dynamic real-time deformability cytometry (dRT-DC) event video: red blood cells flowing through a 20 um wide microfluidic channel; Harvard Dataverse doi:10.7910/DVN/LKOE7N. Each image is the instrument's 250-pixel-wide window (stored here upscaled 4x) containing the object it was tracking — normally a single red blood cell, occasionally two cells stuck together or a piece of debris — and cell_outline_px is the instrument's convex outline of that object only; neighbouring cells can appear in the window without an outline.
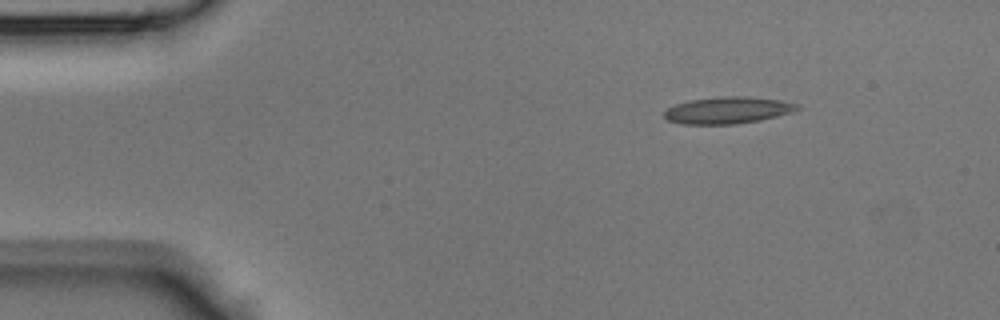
{"species": "Egyptian fruit bat (a non-hibernating species)", "species_latin": "Rousettus aegyptiacus", "temperature_condition": "room temperature", "stored_images_in_passage": 39, "camera_frame_rate_fps": 3000, "um_per_image_px": 0.085, "animal": {"sex": "male"}, "frame": {"image": 1, "passage_image": 1, "time_ms": 0.0, "image_size_px": [1000, 320], "cell_outline_px": [[800, 108], [792, 112], [760, 120], [736, 124], [684, 124], [668, 120], [664, 116], [664, 112], [668, 108], [676, 104], [688, 100], [720, 96], [744, 96], [780, 100], [800, 104]], "centroid_in_image_um": [61.86, 9.36], "position_along_channel_um": 23.1, "area_um2": 20.75}}
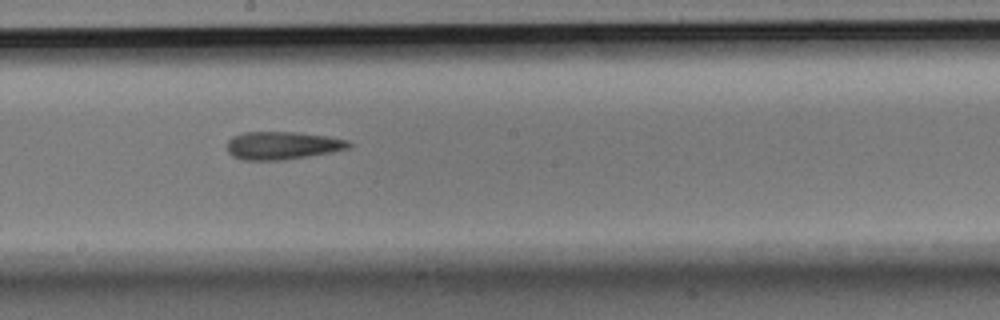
{"frame": {"image": 2, "passage_image": 19, "time_ms": 6.0, "image_size_px": [1000, 320], "cell_outline_px": [[352, 144], [348, 148], [332, 152], [284, 160], [244, 160], [232, 156], [228, 152], [228, 140], [232, 136], [244, 132], [296, 132], [328, 136], [348, 140]], "centroid_in_image_um": [24.0, 12.36], "position_along_channel_um": 224.2, "area_um2": 19.83}}
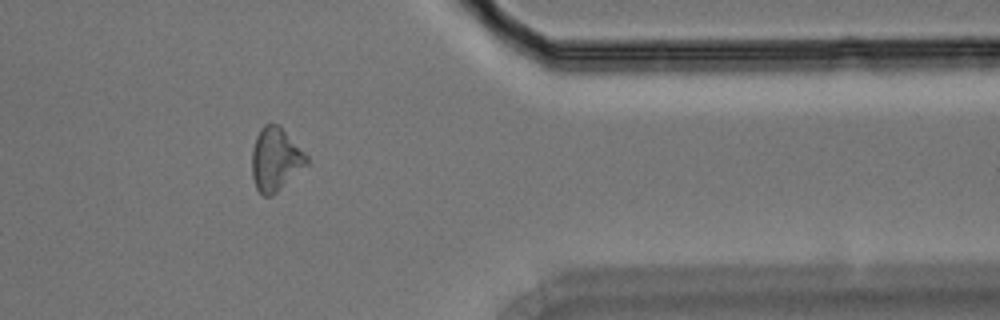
{"frame": {"image": 3, "passage_image": 31, "time_ms": 10.0, "image_size_px": [1000, 320], "cell_outline_px": [[308, 164], [272, 196], [264, 196], [256, 188], [252, 176], [252, 148], [256, 136], [260, 128], [264, 124], [280, 124], [308, 156]], "centroid_in_image_um": [23.42, 13.52], "position_along_channel_um": 388.0, "area_um2": 20.29}}